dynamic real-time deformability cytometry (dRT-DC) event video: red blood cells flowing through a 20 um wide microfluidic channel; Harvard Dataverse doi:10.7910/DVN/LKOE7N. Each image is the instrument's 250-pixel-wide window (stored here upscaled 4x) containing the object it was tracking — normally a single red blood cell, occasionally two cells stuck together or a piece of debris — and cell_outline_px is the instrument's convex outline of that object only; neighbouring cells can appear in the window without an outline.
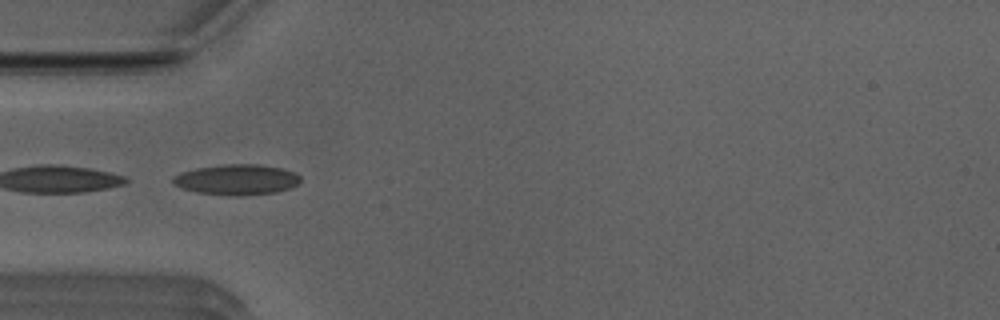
{"species": "Egyptian fruit bat (a non-hibernating species)", "species_latin": "Rousettus aegyptiacus", "temperature_condition": "room temperature", "stored_images_in_passage": 36, "camera_frame_rate_fps": 3000, "um_per_image_px": 0.085, "animal": {"sex": "male"}, "frame": {"image": 1, "passage_image": 1, "time_ms": 0.0, "image_size_px": [1000, 320], "cell_outline_px": [[300, 180], [296, 184], [288, 188], [276, 192], [240, 196], [228, 196], [196, 192], [184, 188], [176, 184], [172, 180], [172, 176], [196, 168], [228, 164], [256, 164], [280, 168], [292, 172], [300, 176]], "centroid_in_image_um": [20.11, 15.27], "position_along_channel_um": 64.9, "area_um2": 22.31}, "authors_computed_cell_mechanics": {"area_um2": 20.5768, "velocity_mm_per_s": 3.9398, "shape_relaxation_time_tau1_ms": 3.6389, "shape_relaxation_time_tau2_ms": 1.5725, "deformation_change_tau1": 0.1371, "deformation_change_tau2": 0.0561}}